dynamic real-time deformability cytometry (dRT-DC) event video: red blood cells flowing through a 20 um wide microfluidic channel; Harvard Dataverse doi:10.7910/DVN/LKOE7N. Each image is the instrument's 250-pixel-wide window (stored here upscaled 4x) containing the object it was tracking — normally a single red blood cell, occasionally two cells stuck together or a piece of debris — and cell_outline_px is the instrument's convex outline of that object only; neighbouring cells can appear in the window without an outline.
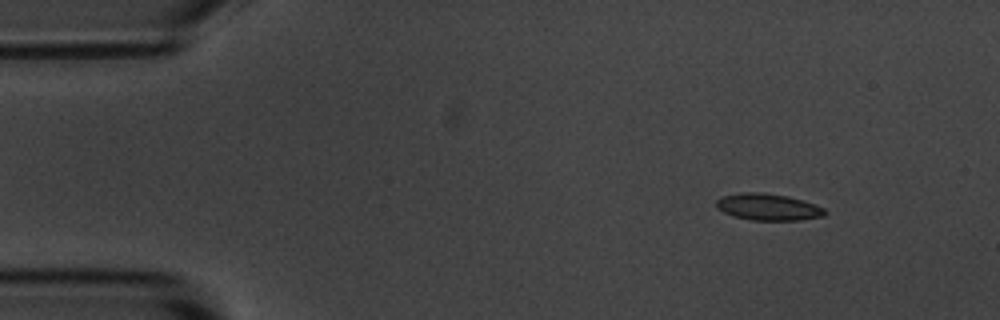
{"species": "common noctule bat (a hibernating species)", "species_latin": "Nyctalus noctula", "temperature_condition": "room temperature", "stored_images_in_passage": 3, "camera_frame_rate_fps": 3000, "um_per_image_px": 0.085, "animal": {"sex": "male", "body_mass_g": 20.1, "forearm_length_mm": 53.5}, "frame": {"image": 1, "passage_image": 1, "time_ms": 0.0, "image_size_px": [1000, 320], "cell_outline_px": [[828, 212], [824, 216], [800, 220], [752, 220], [732, 216], [716, 208], [716, 200], [720, 196], [740, 192], [764, 192], [788, 196], [824, 208]], "centroid_in_image_um": [65.24, 17.59], "position_along_channel_um": 19.8, "area_um2": 16.99}}